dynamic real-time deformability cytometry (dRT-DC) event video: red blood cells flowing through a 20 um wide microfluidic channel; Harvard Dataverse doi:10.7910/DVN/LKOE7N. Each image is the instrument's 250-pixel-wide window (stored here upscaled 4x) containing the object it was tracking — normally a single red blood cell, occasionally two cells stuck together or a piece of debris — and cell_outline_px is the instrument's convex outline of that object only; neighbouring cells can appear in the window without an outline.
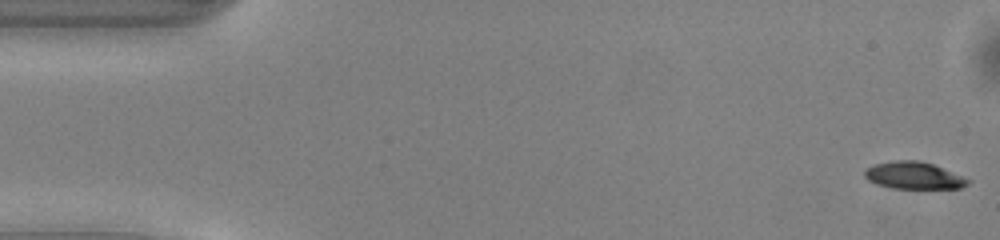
{"species": "common noctule bat (a hibernating species)", "species_latin": "Nyctalus noctula", "temperature_condition": "warm", "stored_images_in_passage": 51, "segment_of_instrument_passage": [1, 2], "camera_frame_rate_fps": 3000, "um_per_image_px": 0.085, "animal": {"sex": "male", "body_mass_g": 13.0, "forearm_length_mm": 53.1}, "frame": {"image": 1, "passage_image": 1, "time_ms": 0.0, "image_size_px": [1000, 240], "cell_outline_px": [[972, 180], [968, 184], [960, 188], [892, 188], [876, 184], [868, 180], [864, 176], [864, 168], [876, 164], [896, 160], [920, 160], [932, 164]], "centroid_in_image_um": [77.64, 14.91], "position_along_channel_um": 7.4, "area_um2": 16.24}}
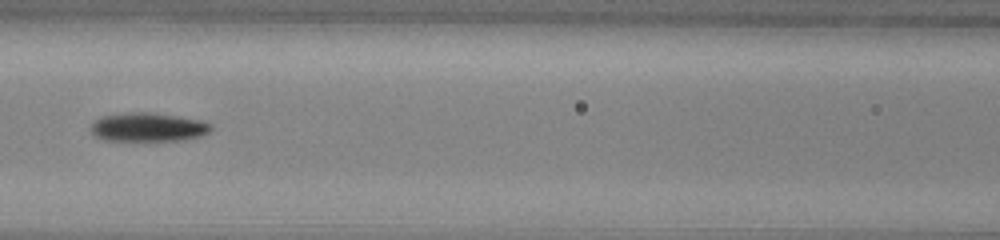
{"frame": {"image": 2, "passage_image": 22, "time_ms": 7.0, "image_size_px": [1000, 240], "cell_outline_px": [[212, 128], [208, 132], [200, 136], [184, 140], [104, 140], [96, 136], [92, 132], [92, 124], [96, 120], [104, 116], [128, 112], [148, 112], [176, 116], [200, 120], [212, 124]], "centroid_in_image_um": [12.61, 10.81], "position_along_channel_um": 154.0, "area_um2": 19.83}}
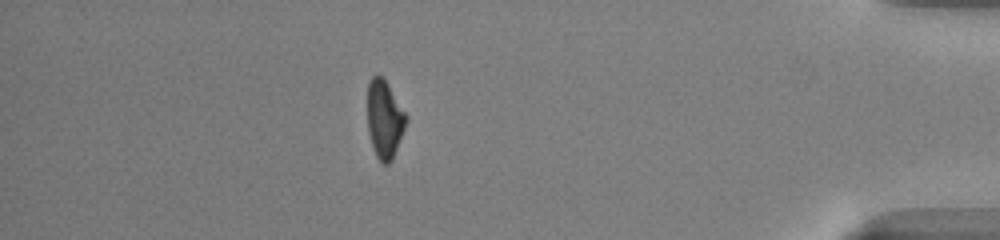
{"frame": {"image": 3, "passage_image": 44, "time_ms": 14.333, "image_size_px": [1000, 240], "cell_outline_px": [[408, 120], [392, 160], [388, 164], [384, 164], [376, 156], [368, 132], [368, 84], [372, 76], [380, 76], [388, 84], [408, 116]], "centroid_in_image_um": [32.7, 10.14], "position_along_channel_um": 402.5, "area_um2": 17.4}}